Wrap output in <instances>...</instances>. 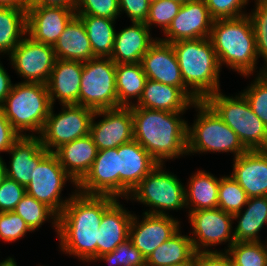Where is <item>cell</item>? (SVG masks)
Returning a JSON list of instances; mask_svg holds the SVG:
<instances>
[{
    "instance_id": "43",
    "label": "cell",
    "mask_w": 267,
    "mask_h": 266,
    "mask_svg": "<svg viewBox=\"0 0 267 266\" xmlns=\"http://www.w3.org/2000/svg\"><path fill=\"white\" fill-rule=\"evenodd\" d=\"M76 15H92L117 20L120 17L118 0H77Z\"/></svg>"
},
{
    "instance_id": "6",
    "label": "cell",
    "mask_w": 267,
    "mask_h": 266,
    "mask_svg": "<svg viewBox=\"0 0 267 266\" xmlns=\"http://www.w3.org/2000/svg\"><path fill=\"white\" fill-rule=\"evenodd\" d=\"M0 107L20 136H39L52 103L46 84L17 82Z\"/></svg>"
},
{
    "instance_id": "26",
    "label": "cell",
    "mask_w": 267,
    "mask_h": 266,
    "mask_svg": "<svg viewBox=\"0 0 267 266\" xmlns=\"http://www.w3.org/2000/svg\"><path fill=\"white\" fill-rule=\"evenodd\" d=\"M193 103L180 88L147 79L139 101L130 107L186 113Z\"/></svg>"
},
{
    "instance_id": "38",
    "label": "cell",
    "mask_w": 267,
    "mask_h": 266,
    "mask_svg": "<svg viewBox=\"0 0 267 266\" xmlns=\"http://www.w3.org/2000/svg\"><path fill=\"white\" fill-rule=\"evenodd\" d=\"M252 78L254 79L240 93L248 101L255 115L267 127V76L263 73L253 75Z\"/></svg>"
},
{
    "instance_id": "31",
    "label": "cell",
    "mask_w": 267,
    "mask_h": 266,
    "mask_svg": "<svg viewBox=\"0 0 267 266\" xmlns=\"http://www.w3.org/2000/svg\"><path fill=\"white\" fill-rule=\"evenodd\" d=\"M180 228L172 237L159 245L146 259V266H170L194 262L196 253L190 235H183Z\"/></svg>"
},
{
    "instance_id": "51",
    "label": "cell",
    "mask_w": 267,
    "mask_h": 266,
    "mask_svg": "<svg viewBox=\"0 0 267 266\" xmlns=\"http://www.w3.org/2000/svg\"><path fill=\"white\" fill-rule=\"evenodd\" d=\"M0 7L2 8H18L27 9L26 0H0Z\"/></svg>"
},
{
    "instance_id": "20",
    "label": "cell",
    "mask_w": 267,
    "mask_h": 266,
    "mask_svg": "<svg viewBox=\"0 0 267 266\" xmlns=\"http://www.w3.org/2000/svg\"><path fill=\"white\" fill-rule=\"evenodd\" d=\"M9 165L3 158L5 176L26 187L36 166L50 153L38 136H21L6 152Z\"/></svg>"
},
{
    "instance_id": "42",
    "label": "cell",
    "mask_w": 267,
    "mask_h": 266,
    "mask_svg": "<svg viewBox=\"0 0 267 266\" xmlns=\"http://www.w3.org/2000/svg\"><path fill=\"white\" fill-rule=\"evenodd\" d=\"M33 231L15 212H0V239L5 243H13L24 238ZM26 234V235H25Z\"/></svg>"
},
{
    "instance_id": "40",
    "label": "cell",
    "mask_w": 267,
    "mask_h": 266,
    "mask_svg": "<svg viewBox=\"0 0 267 266\" xmlns=\"http://www.w3.org/2000/svg\"><path fill=\"white\" fill-rule=\"evenodd\" d=\"M105 262L109 266H146V259L128 238L119 244L115 250L102 254L94 262Z\"/></svg>"
},
{
    "instance_id": "21",
    "label": "cell",
    "mask_w": 267,
    "mask_h": 266,
    "mask_svg": "<svg viewBox=\"0 0 267 266\" xmlns=\"http://www.w3.org/2000/svg\"><path fill=\"white\" fill-rule=\"evenodd\" d=\"M118 156L117 148L99 150L90 171L77 184V191L118 198Z\"/></svg>"
},
{
    "instance_id": "28",
    "label": "cell",
    "mask_w": 267,
    "mask_h": 266,
    "mask_svg": "<svg viewBox=\"0 0 267 266\" xmlns=\"http://www.w3.org/2000/svg\"><path fill=\"white\" fill-rule=\"evenodd\" d=\"M185 185L186 214L200 209L218 208L220 177L206 170L191 174Z\"/></svg>"
},
{
    "instance_id": "35",
    "label": "cell",
    "mask_w": 267,
    "mask_h": 266,
    "mask_svg": "<svg viewBox=\"0 0 267 266\" xmlns=\"http://www.w3.org/2000/svg\"><path fill=\"white\" fill-rule=\"evenodd\" d=\"M13 212L26 222L33 233L39 230L45 222L51 223L55 234L58 233V215L50 207L27 193L16 205Z\"/></svg>"
},
{
    "instance_id": "12",
    "label": "cell",
    "mask_w": 267,
    "mask_h": 266,
    "mask_svg": "<svg viewBox=\"0 0 267 266\" xmlns=\"http://www.w3.org/2000/svg\"><path fill=\"white\" fill-rule=\"evenodd\" d=\"M186 216L192 229L189 235L196 252H226L234 244L232 214L215 208L192 211ZM219 244H227V247L213 249V246L215 248Z\"/></svg>"
},
{
    "instance_id": "32",
    "label": "cell",
    "mask_w": 267,
    "mask_h": 266,
    "mask_svg": "<svg viewBox=\"0 0 267 266\" xmlns=\"http://www.w3.org/2000/svg\"><path fill=\"white\" fill-rule=\"evenodd\" d=\"M147 79L141 63L116 64L118 104L123 107L135 105L142 95Z\"/></svg>"
},
{
    "instance_id": "29",
    "label": "cell",
    "mask_w": 267,
    "mask_h": 266,
    "mask_svg": "<svg viewBox=\"0 0 267 266\" xmlns=\"http://www.w3.org/2000/svg\"><path fill=\"white\" fill-rule=\"evenodd\" d=\"M243 208L233 214V222H237L234 243L262 241L260 232L267 225V196L248 198Z\"/></svg>"
},
{
    "instance_id": "34",
    "label": "cell",
    "mask_w": 267,
    "mask_h": 266,
    "mask_svg": "<svg viewBox=\"0 0 267 266\" xmlns=\"http://www.w3.org/2000/svg\"><path fill=\"white\" fill-rule=\"evenodd\" d=\"M26 10L0 7V56H9L27 34Z\"/></svg>"
},
{
    "instance_id": "7",
    "label": "cell",
    "mask_w": 267,
    "mask_h": 266,
    "mask_svg": "<svg viewBox=\"0 0 267 266\" xmlns=\"http://www.w3.org/2000/svg\"><path fill=\"white\" fill-rule=\"evenodd\" d=\"M165 167V168H164ZM180 178L166 169L156 166L131 192L125 201L138 202L147 208L142 213L170 216V211L185 210V185ZM183 208V209H182Z\"/></svg>"
},
{
    "instance_id": "3",
    "label": "cell",
    "mask_w": 267,
    "mask_h": 266,
    "mask_svg": "<svg viewBox=\"0 0 267 266\" xmlns=\"http://www.w3.org/2000/svg\"><path fill=\"white\" fill-rule=\"evenodd\" d=\"M209 39L213 44L221 69L224 65L248 79L254 74L264 73L265 66L261 65L259 69L257 66L259 58L255 34L248 15L214 20Z\"/></svg>"
},
{
    "instance_id": "23",
    "label": "cell",
    "mask_w": 267,
    "mask_h": 266,
    "mask_svg": "<svg viewBox=\"0 0 267 266\" xmlns=\"http://www.w3.org/2000/svg\"><path fill=\"white\" fill-rule=\"evenodd\" d=\"M131 26L115 32L113 51L110 56L115 64L140 63L150 46L158 39L152 37L143 22H131Z\"/></svg>"
},
{
    "instance_id": "37",
    "label": "cell",
    "mask_w": 267,
    "mask_h": 266,
    "mask_svg": "<svg viewBox=\"0 0 267 266\" xmlns=\"http://www.w3.org/2000/svg\"><path fill=\"white\" fill-rule=\"evenodd\" d=\"M248 196L237 181L230 175L220 176L218 189V208L224 212L235 214L247 204Z\"/></svg>"
},
{
    "instance_id": "39",
    "label": "cell",
    "mask_w": 267,
    "mask_h": 266,
    "mask_svg": "<svg viewBox=\"0 0 267 266\" xmlns=\"http://www.w3.org/2000/svg\"><path fill=\"white\" fill-rule=\"evenodd\" d=\"M183 3L176 0H154L150 2L148 17L145 24L151 30L154 27L164 33L172 20L177 16Z\"/></svg>"
},
{
    "instance_id": "56",
    "label": "cell",
    "mask_w": 267,
    "mask_h": 266,
    "mask_svg": "<svg viewBox=\"0 0 267 266\" xmlns=\"http://www.w3.org/2000/svg\"><path fill=\"white\" fill-rule=\"evenodd\" d=\"M176 1L184 3L185 1H188V0H176Z\"/></svg>"
},
{
    "instance_id": "10",
    "label": "cell",
    "mask_w": 267,
    "mask_h": 266,
    "mask_svg": "<svg viewBox=\"0 0 267 266\" xmlns=\"http://www.w3.org/2000/svg\"><path fill=\"white\" fill-rule=\"evenodd\" d=\"M55 113L51 107L44 127L39 134L41 144L51 153L60 146L89 135L94 110L78 104L60 105Z\"/></svg>"
},
{
    "instance_id": "30",
    "label": "cell",
    "mask_w": 267,
    "mask_h": 266,
    "mask_svg": "<svg viewBox=\"0 0 267 266\" xmlns=\"http://www.w3.org/2000/svg\"><path fill=\"white\" fill-rule=\"evenodd\" d=\"M56 59L86 62L95 58L82 21L75 16L54 44Z\"/></svg>"
},
{
    "instance_id": "27",
    "label": "cell",
    "mask_w": 267,
    "mask_h": 266,
    "mask_svg": "<svg viewBox=\"0 0 267 266\" xmlns=\"http://www.w3.org/2000/svg\"><path fill=\"white\" fill-rule=\"evenodd\" d=\"M98 149L90 135L60 146L54 154L63 169L78 184L90 171Z\"/></svg>"
},
{
    "instance_id": "5",
    "label": "cell",
    "mask_w": 267,
    "mask_h": 266,
    "mask_svg": "<svg viewBox=\"0 0 267 266\" xmlns=\"http://www.w3.org/2000/svg\"><path fill=\"white\" fill-rule=\"evenodd\" d=\"M191 108L197 113L192 125L187 124L188 156L231 153L234 159L248 151L238 135L205 101L194 102Z\"/></svg>"
},
{
    "instance_id": "17",
    "label": "cell",
    "mask_w": 267,
    "mask_h": 266,
    "mask_svg": "<svg viewBox=\"0 0 267 266\" xmlns=\"http://www.w3.org/2000/svg\"><path fill=\"white\" fill-rule=\"evenodd\" d=\"M147 78L180 88L193 102L199 101L184 84L177 57L171 43L158 39L141 59Z\"/></svg>"
},
{
    "instance_id": "19",
    "label": "cell",
    "mask_w": 267,
    "mask_h": 266,
    "mask_svg": "<svg viewBox=\"0 0 267 266\" xmlns=\"http://www.w3.org/2000/svg\"><path fill=\"white\" fill-rule=\"evenodd\" d=\"M75 16V8L27 7V35L34 41L54 46L65 27Z\"/></svg>"
},
{
    "instance_id": "33",
    "label": "cell",
    "mask_w": 267,
    "mask_h": 266,
    "mask_svg": "<svg viewBox=\"0 0 267 266\" xmlns=\"http://www.w3.org/2000/svg\"><path fill=\"white\" fill-rule=\"evenodd\" d=\"M83 23L95 57H110L113 51L116 20L92 15H76Z\"/></svg>"
},
{
    "instance_id": "18",
    "label": "cell",
    "mask_w": 267,
    "mask_h": 266,
    "mask_svg": "<svg viewBox=\"0 0 267 266\" xmlns=\"http://www.w3.org/2000/svg\"><path fill=\"white\" fill-rule=\"evenodd\" d=\"M214 19L204 0L185 1L160 40L173 43L179 40L209 38Z\"/></svg>"
},
{
    "instance_id": "45",
    "label": "cell",
    "mask_w": 267,
    "mask_h": 266,
    "mask_svg": "<svg viewBox=\"0 0 267 266\" xmlns=\"http://www.w3.org/2000/svg\"><path fill=\"white\" fill-rule=\"evenodd\" d=\"M25 194L23 185L5 176L0 184V212L14 211Z\"/></svg>"
},
{
    "instance_id": "49",
    "label": "cell",
    "mask_w": 267,
    "mask_h": 266,
    "mask_svg": "<svg viewBox=\"0 0 267 266\" xmlns=\"http://www.w3.org/2000/svg\"><path fill=\"white\" fill-rule=\"evenodd\" d=\"M11 77L8 74L7 70L4 68L3 63L0 59V106L4 103L6 97L9 95L12 86Z\"/></svg>"
},
{
    "instance_id": "13",
    "label": "cell",
    "mask_w": 267,
    "mask_h": 266,
    "mask_svg": "<svg viewBox=\"0 0 267 266\" xmlns=\"http://www.w3.org/2000/svg\"><path fill=\"white\" fill-rule=\"evenodd\" d=\"M8 57L24 83L47 84L56 61L53 46L34 41L27 34Z\"/></svg>"
},
{
    "instance_id": "22",
    "label": "cell",
    "mask_w": 267,
    "mask_h": 266,
    "mask_svg": "<svg viewBox=\"0 0 267 266\" xmlns=\"http://www.w3.org/2000/svg\"><path fill=\"white\" fill-rule=\"evenodd\" d=\"M232 161L230 176L248 198L267 196V150H248Z\"/></svg>"
},
{
    "instance_id": "2",
    "label": "cell",
    "mask_w": 267,
    "mask_h": 266,
    "mask_svg": "<svg viewBox=\"0 0 267 266\" xmlns=\"http://www.w3.org/2000/svg\"><path fill=\"white\" fill-rule=\"evenodd\" d=\"M130 109L133 116L134 140L159 164L188 156V120L184 118V113L142 107Z\"/></svg>"
},
{
    "instance_id": "25",
    "label": "cell",
    "mask_w": 267,
    "mask_h": 266,
    "mask_svg": "<svg viewBox=\"0 0 267 266\" xmlns=\"http://www.w3.org/2000/svg\"><path fill=\"white\" fill-rule=\"evenodd\" d=\"M134 212L124 207L118 198L103 214L98 232L97 257L112 252L129 238Z\"/></svg>"
},
{
    "instance_id": "55",
    "label": "cell",
    "mask_w": 267,
    "mask_h": 266,
    "mask_svg": "<svg viewBox=\"0 0 267 266\" xmlns=\"http://www.w3.org/2000/svg\"><path fill=\"white\" fill-rule=\"evenodd\" d=\"M264 74L267 76V65L264 68Z\"/></svg>"
},
{
    "instance_id": "14",
    "label": "cell",
    "mask_w": 267,
    "mask_h": 266,
    "mask_svg": "<svg viewBox=\"0 0 267 266\" xmlns=\"http://www.w3.org/2000/svg\"><path fill=\"white\" fill-rule=\"evenodd\" d=\"M97 121H95L97 118ZM89 135L98 151L117 148L134 140L133 116L130 107H117L95 111Z\"/></svg>"
},
{
    "instance_id": "54",
    "label": "cell",
    "mask_w": 267,
    "mask_h": 266,
    "mask_svg": "<svg viewBox=\"0 0 267 266\" xmlns=\"http://www.w3.org/2000/svg\"><path fill=\"white\" fill-rule=\"evenodd\" d=\"M170 266H193V262H182L179 264H172Z\"/></svg>"
},
{
    "instance_id": "36",
    "label": "cell",
    "mask_w": 267,
    "mask_h": 266,
    "mask_svg": "<svg viewBox=\"0 0 267 266\" xmlns=\"http://www.w3.org/2000/svg\"><path fill=\"white\" fill-rule=\"evenodd\" d=\"M226 253L230 256L233 266H267V239L235 242Z\"/></svg>"
},
{
    "instance_id": "16",
    "label": "cell",
    "mask_w": 267,
    "mask_h": 266,
    "mask_svg": "<svg viewBox=\"0 0 267 266\" xmlns=\"http://www.w3.org/2000/svg\"><path fill=\"white\" fill-rule=\"evenodd\" d=\"M118 198L127 199L159 163L135 140L117 147Z\"/></svg>"
},
{
    "instance_id": "50",
    "label": "cell",
    "mask_w": 267,
    "mask_h": 266,
    "mask_svg": "<svg viewBox=\"0 0 267 266\" xmlns=\"http://www.w3.org/2000/svg\"><path fill=\"white\" fill-rule=\"evenodd\" d=\"M77 0H27V7H68L76 8Z\"/></svg>"
},
{
    "instance_id": "47",
    "label": "cell",
    "mask_w": 267,
    "mask_h": 266,
    "mask_svg": "<svg viewBox=\"0 0 267 266\" xmlns=\"http://www.w3.org/2000/svg\"><path fill=\"white\" fill-rule=\"evenodd\" d=\"M20 137L0 107V154L6 153ZM0 159H3L1 155Z\"/></svg>"
},
{
    "instance_id": "1",
    "label": "cell",
    "mask_w": 267,
    "mask_h": 266,
    "mask_svg": "<svg viewBox=\"0 0 267 266\" xmlns=\"http://www.w3.org/2000/svg\"><path fill=\"white\" fill-rule=\"evenodd\" d=\"M117 199L77 191L58 216V251L80 262L94 263L101 218Z\"/></svg>"
},
{
    "instance_id": "15",
    "label": "cell",
    "mask_w": 267,
    "mask_h": 266,
    "mask_svg": "<svg viewBox=\"0 0 267 266\" xmlns=\"http://www.w3.org/2000/svg\"><path fill=\"white\" fill-rule=\"evenodd\" d=\"M178 218L164 215H151L142 213L141 218L134 213L129 239L138 248L142 256H148L162 243L172 237L181 227Z\"/></svg>"
},
{
    "instance_id": "11",
    "label": "cell",
    "mask_w": 267,
    "mask_h": 266,
    "mask_svg": "<svg viewBox=\"0 0 267 266\" xmlns=\"http://www.w3.org/2000/svg\"><path fill=\"white\" fill-rule=\"evenodd\" d=\"M70 183L73 190L68 197H61L63 188ZM26 193L33 196L39 202L50 207L58 216L65 205L77 192V183L63 169L58 157L54 153H49L32 173L29 184L25 187ZM75 189V190H74Z\"/></svg>"
},
{
    "instance_id": "48",
    "label": "cell",
    "mask_w": 267,
    "mask_h": 266,
    "mask_svg": "<svg viewBox=\"0 0 267 266\" xmlns=\"http://www.w3.org/2000/svg\"><path fill=\"white\" fill-rule=\"evenodd\" d=\"M193 266H233L226 252H196Z\"/></svg>"
},
{
    "instance_id": "8",
    "label": "cell",
    "mask_w": 267,
    "mask_h": 266,
    "mask_svg": "<svg viewBox=\"0 0 267 266\" xmlns=\"http://www.w3.org/2000/svg\"><path fill=\"white\" fill-rule=\"evenodd\" d=\"M204 101L238 135L248 150H267V127L240 92L227 96L220 90Z\"/></svg>"
},
{
    "instance_id": "44",
    "label": "cell",
    "mask_w": 267,
    "mask_h": 266,
    "mask_svg": "<svg viewBox=\"0 0 267 266\" xmlns=\"http://www.w3.org/2000/svg\"><path fill=\"white\" fill-rule=\"evenodd\" d=\"M211 17L216 19L238 18L247 15L250 0H204ZM245 9V10H244Z\"/></svg>"
},
{
    "instance_id": "9",
    "label": "cell",
    "mask_w": 267,
    "mask_h": 266,
    "mask_svg": "<svg viewBox=\"0 0 267 266\" xmlns=\"http://www.w3.org/2000/svg\"><path fill=\"white\" fill-rule=\"evenodd\" d=\"M79 105L94 111L121 107L116 90V64L110 57H95L83 63Z\"/></svg>"
},
{
    "instance_id": "46",
    "label": "cell",
    "mask_w": 267,
    "mask_h": 266,
    "mask_svg": "<svg viewBox=\"0 0 267 266\" xmlns=\"http://www.w3.org/2000/svg\"><path fill=\"white\" fill-rule=\"evenodd\" d=\"M120 17L121 14L126 13L127 18L131 22L145 23L148 13L150 2L148 0H118Z\"/></svg>"
},
{
    "instance_id": "4",
    "label": "cell",
    "mask_w": 267,
    "mask_h": 266,
    "mask_svg": "<svg viewBox=\"0 0 267 266\" xmlns=\"http://www.w3.org/2000/svg\"><path fill=\"white\" fill-rule=\"evenodd\" d=\"M187 89L199 100L221 89L216 52L209 38L179 40L171 43Z\"/></svg>"
},
{
    "instance_id": "41",
    "label": "cell",
    "mask_w": 267,
    "mask_h": 266,
    "mask_svg": "<svg viewBox=\"0 0 267 266\" xmlns=\"http://www.w3.org/2000/svg\"><path fill=\"white\" fill-rule=\"evenodd\" d=\"M255 6L247 14L252 22L258 58L267 65V0H253Z\"/></svg>"
},
{
    "instance_id": "52",
    "label": "cell",
    "mask_w": 267,
    "mask_h": 266,
    "mask_svg": "<svg viewBox=\"0 0 267 266\" xmlns=\"http://www.w3.org/2000/svg\"><path fill=\"white\" fill-rule=\"evenodd\" d=\"M0 266H19L15 258L8 256L6 259L0 261Z\"/></svg>"
},
{
    "instance_id": "24",
    "label": "cell",
    "mask_w": 267,
    "mask_h": 266,
    "mask_svg": "<svg viewBox=\"0 0 267 266\" xmlns=\"http://www.w3.org/2000/svg\"><path fill=\"white\" fill-rule=\"evenodd\" d=\"M83 62L56 59L47 82L52 106L58 100L60 105H79V91Z\"/></svg>"
},
{
    "instance_id": "53",
    "label": "cell",
    "mask_w": 267,
    "mask_h": 266,
    "mask_svg": "<svg viewBox=\"0 0 267 266\" xmlns=\"http://www.w3.org/2000/svg\"><path fill=\"white\" fill-rule=\"evenodd\" d=\"M4 177H5V168H4L3 161L0 159V184Z\"/></svg>"
}]
</instances>
